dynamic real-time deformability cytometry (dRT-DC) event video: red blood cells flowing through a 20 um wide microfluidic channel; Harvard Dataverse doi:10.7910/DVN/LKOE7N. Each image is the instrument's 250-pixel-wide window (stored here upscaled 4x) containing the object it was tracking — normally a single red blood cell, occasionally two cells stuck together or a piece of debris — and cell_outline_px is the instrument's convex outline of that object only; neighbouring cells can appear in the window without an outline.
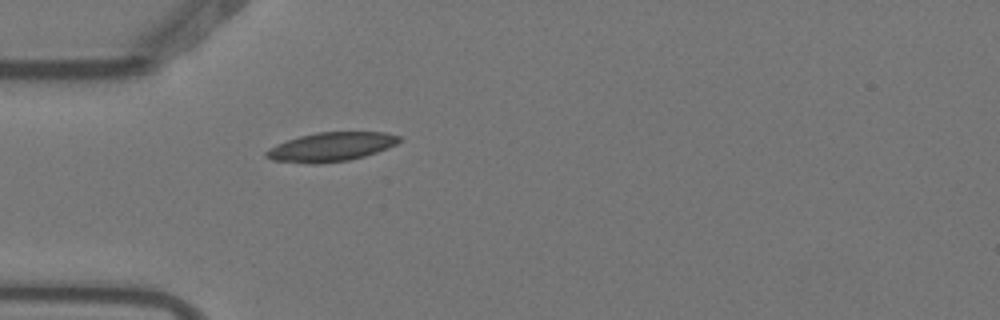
{"species": "Egyptian fruit bat (a non-hibernating species)", "species_latin": "Rousettus aegyptiacus", "temperature_condition": "warm", "stored_images_in_passage": 2, "camera_frame_rate_fps": 3000, "um_per_image_px": 0.085, "animal": {"sex": "female"}, "frame": {"image": 1, "passage_image": 2, "time_ms": 0.333, "image_size_px": [1000, 320], "cell_outline_px": [[400, 140], [396, 144], [388, 148], [364, 156], [348, 160], [320, 164], [312, 164], [272, 160], [264, 156], [264, 152], [268, 148], [276, 144], [300, 136], [316, 132], [384, 132], [400, 136]], "centroid_in_image_um": [28.1, 12.49], "position_along_channel_um": 56.9, "area_um2": 22.48}}